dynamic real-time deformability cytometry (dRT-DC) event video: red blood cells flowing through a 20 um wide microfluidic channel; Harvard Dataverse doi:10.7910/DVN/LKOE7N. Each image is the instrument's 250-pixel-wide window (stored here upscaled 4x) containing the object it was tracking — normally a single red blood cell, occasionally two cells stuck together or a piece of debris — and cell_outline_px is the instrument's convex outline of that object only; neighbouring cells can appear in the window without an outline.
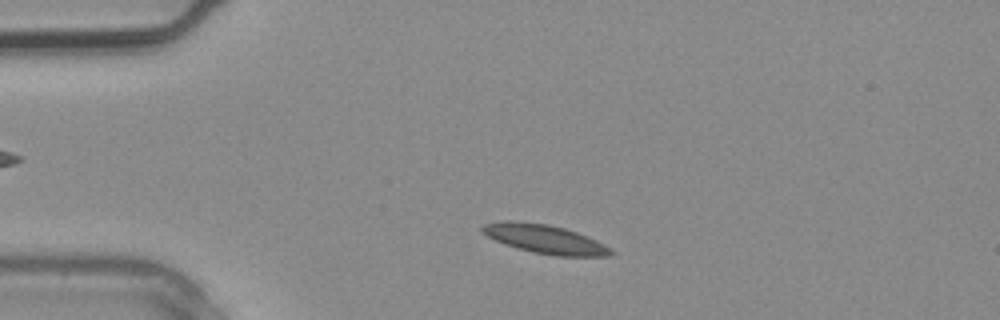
{"species": "common noctule bat (a hibernating species)", "species_latin": "Nyctalus noctula", "temperature_condition": "warm", "stored_images_in_passage": 4, "camera_frame_rate_fps": 3000, "um_per_image_px": 0.085, "animal": {"sex": "male", "body_mass_g": 20.4}, "frame": {"image": 1, "passage_image": 4, "time_ms": 1.0, "image_size_px": [1000, 320], "cell_outline_px": [[616, 252], [608, 256], [560, 256], [532, 252], [504, 244], [488, 236], [480, 228], [484, 224], [504, 220], [512, 220], [548, 224], [564, 228], [588, 236], [612, 248]], "centroid_in_image_um": [46.35, 20.32], "position_along_channel_um": 38.7, "area_um2": 21.56}}